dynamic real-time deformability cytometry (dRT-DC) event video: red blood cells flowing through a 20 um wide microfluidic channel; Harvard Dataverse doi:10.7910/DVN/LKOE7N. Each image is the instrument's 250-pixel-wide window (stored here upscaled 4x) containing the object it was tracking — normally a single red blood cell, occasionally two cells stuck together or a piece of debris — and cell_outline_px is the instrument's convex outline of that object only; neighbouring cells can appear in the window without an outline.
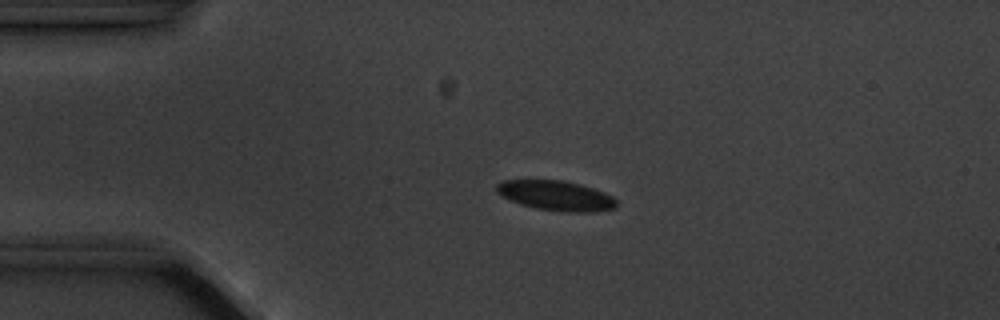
{"species": "common noctule bat (a hibernating species)", "species_latin": "Nyctalus noctula", "temperature_condition": "cold", "stored_images_in_passage": 4, "camera_frame_rate_fps": 3000, "um_per_image_px": 0.085, "animal": {"sex": "male", "body_mass_g": 20.1, "forearm_length_mm": 53.5}, "frame": {"image": 1, "passage_image": 3, "time_ms": 3.333, "image_size_px": [1000, 320], "cell_outline_px": [[616, 208], [596, 212], [564, 212], [536, 208], [520, 204], [496, 192], [496, 184], [504, 180], [560, 180], [580, 184], [604, 192], [612, 196], [616, 200]], "centroid_in_image_um": [47.28, 16.63], "position_along_channel_um": 37.7, "area_um2": 20.81}}